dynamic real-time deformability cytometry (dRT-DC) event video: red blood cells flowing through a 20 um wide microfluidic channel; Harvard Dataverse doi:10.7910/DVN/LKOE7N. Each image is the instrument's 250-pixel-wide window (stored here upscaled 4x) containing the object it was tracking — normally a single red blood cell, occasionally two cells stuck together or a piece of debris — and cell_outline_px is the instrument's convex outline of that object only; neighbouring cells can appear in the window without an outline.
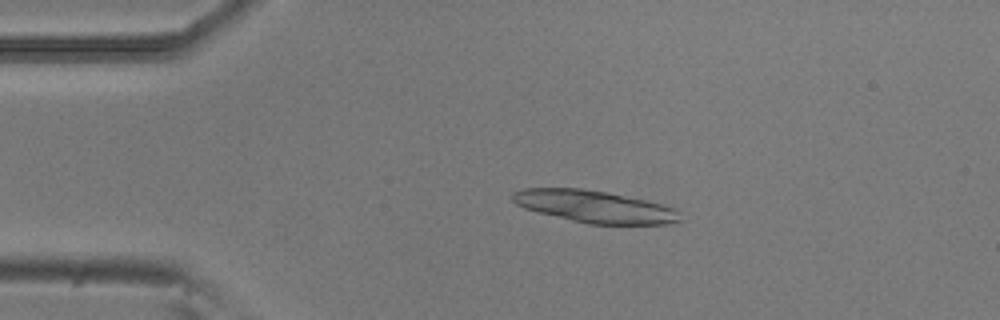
{"species": "common noctule bat (a hibernating species)", "species_latin": "Nyctalus noctula", "temperature_condition": "room temperature", "stored_images_in_passage": 40, "camera_frame_rate_fps": 3000, "um_per_image_px": 0.085, "animal": {"sex": "male", "body_mass_g": 20.5, "forearm_length_mm": 52.5}, "frame": {"image": 1, "passage_image": 9, "time_ms": 2.667, "image_size_px": [1000, 320], "cell_outline_px": [[680, 220], [668, 224], [588, 224], [536, 212], [524, 208], [516, 204], [512, 200], [512, 192], [524, 188], [580, 188], [604, 192], [644, 200], [660, 204], [672, 208], [680, 212]], "centroid_in_image_um": [50.48, 17.56], "position_along_channel_um": 34.5, "area_um2": 31.1}}
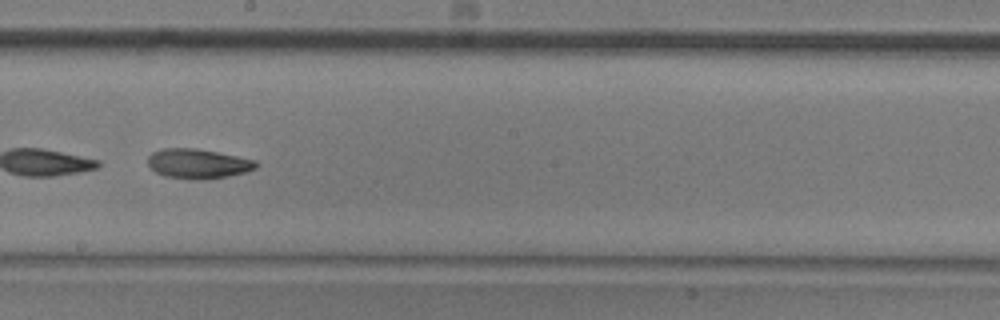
{"frame": {"image": 2, "passage_image": 28, "time_ms": 9.0, "image_size_px": [1000, 320], "cell_outline_px": [[256, 168], [244, 172], [228, 176], [208, 180], [192, 180], [164, 176], [156, 172], [148, 164], [148, 156], [152, 152], [164, 148], [196, 148], [256, 160]], "centroid_in_image_um": [16.8, 13.92], "position_along_channel_um": 231.4, "area_um2": 18.73}}
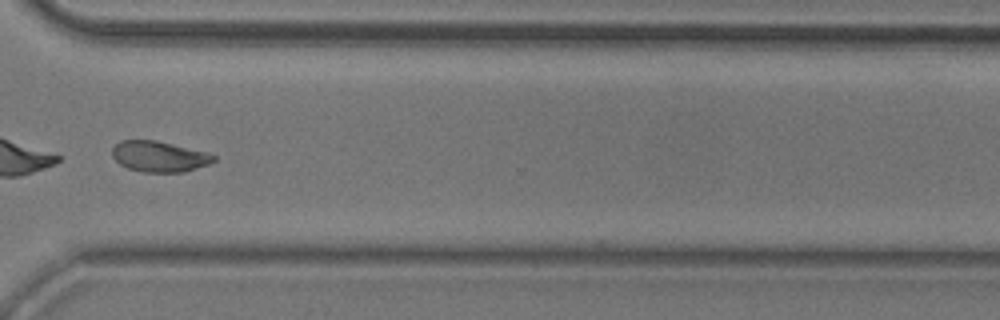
{"frame": {"image": 3, "passage_image": 38, "time_ms": 12.333, "image_size_px": [1000, 320], "cell_outline_px": [[216, 160], [208, 164], [184, 172], [144, 172], [128, 168], [120, 164], [112, 156], [112, 148], [120, 140], [156, 140], [208, 152], [216, 156]], "centroid_in_image_um": [13.54, 13.29], "position_along_channel_um": 357.1, "area_um2": 18.21}}